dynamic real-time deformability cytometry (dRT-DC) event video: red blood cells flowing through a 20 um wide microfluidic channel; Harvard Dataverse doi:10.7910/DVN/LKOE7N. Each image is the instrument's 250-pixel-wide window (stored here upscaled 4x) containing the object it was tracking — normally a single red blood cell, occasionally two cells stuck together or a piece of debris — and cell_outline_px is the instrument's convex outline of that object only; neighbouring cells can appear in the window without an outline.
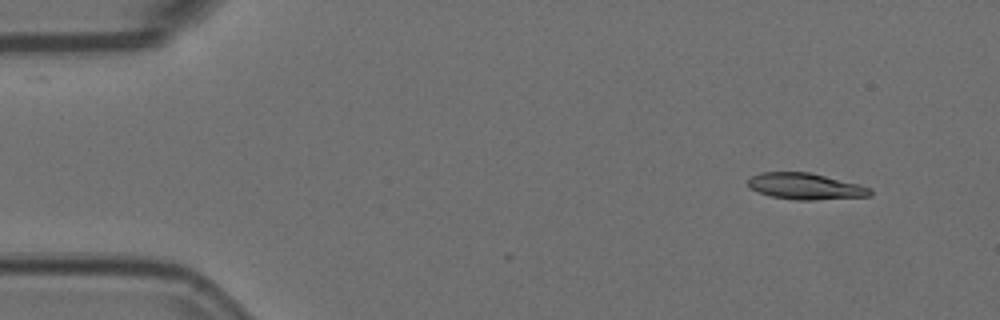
{"species": "Egyptian fruit bat (a non-hibernating species)", "species_latin": "Rousettus aegyptiacus", "temperature_condition": "room temperature", "stored_images_in_passage": 5, "camera_frame_rate_fps": 3000, "um_per_image_px": 0.085, "animal": {"sex": "female"}, "frame": {"image": 1, "passage_image": 2, "time_ms": 0.333, "image_size_px": [1000, 320], "cell_outline_px": [[872, 196], [812, 200], [796, 200], [772, 196], [756, 192], [748, 188], [748, 180], [752, 176], [760, 172], [808, 172], [860, 184], [872, 188]], "centroid_in_image_um": [68.47, 15.84], "position_along_channel_um": 16.5, "area_um2": 18.84}}
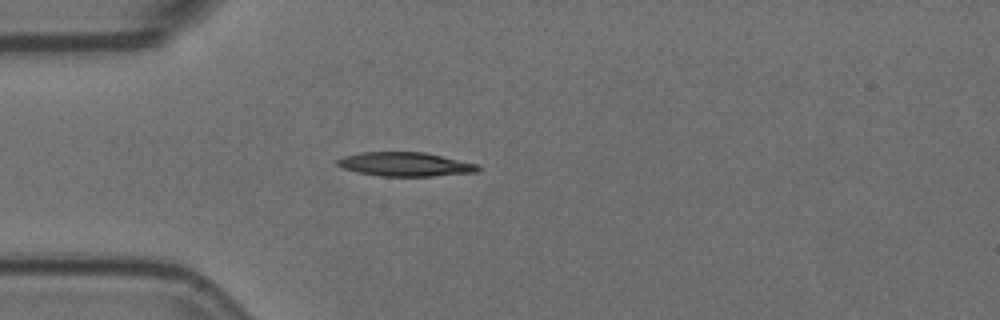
{"frame": {"image": 2, "passage_image": 5, "time_ms": 1.333, "image_size_px": [1000, 320], "cell_outline_px": [[480, 172], [432, 176], [380, 176], [356, 172], [344, 168], [336, 164], [336, 160], [344, 156], [360, 152], [424, 152], [480, 164]], "centroid_in_image_um": [34.48, 13.96], "position_along_channel_um": 50.5, "area_um2": 19.83}}